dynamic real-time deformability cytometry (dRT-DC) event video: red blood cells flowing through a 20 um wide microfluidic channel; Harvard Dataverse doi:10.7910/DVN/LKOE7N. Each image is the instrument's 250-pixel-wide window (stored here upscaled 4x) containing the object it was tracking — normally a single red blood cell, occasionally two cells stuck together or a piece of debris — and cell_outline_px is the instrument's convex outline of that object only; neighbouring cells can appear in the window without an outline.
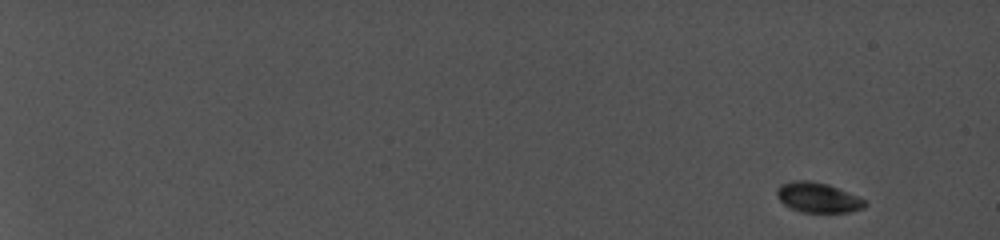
{"species": "common noctule bat (a hibernating species)", "species_latin": "Nyctalus noctula", "temperature_condition": "cold", "stored_images_in_passage": 27, "camera_frame_rate_fps": 5000, "um_per_image_px": 0.085, "animal": {"sex": "female", "body_mass_g": 19.0, "forearm_length_mm": 56.7}, "frame": {"image": 1, "passage_image": 1, "time_ms": 0.0, "image_size_px": [1000, 240], "cell_outline_px": [[868, 204], [864, 208], [848, 212], [800, 212], [784, 204], [776, 196], [776, 192], [780, 184], [796, 180], [808, 180], [828, 184], [856, 196], [864, 200]], "centroid_in_image_um": [69.5, 16.79], "position_along_channel_um": 15.5, "area_um2": 15.26}}
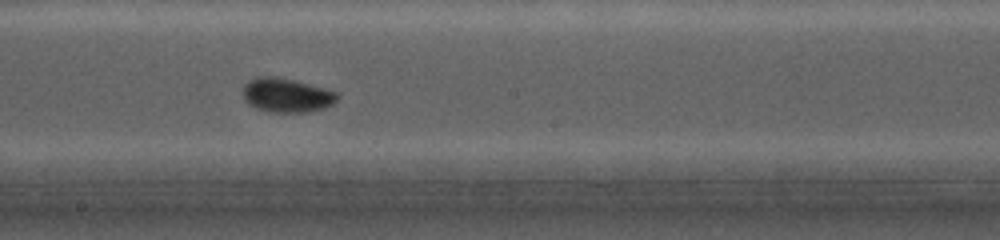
{"frame": {"image": 2, "passage_image": 19, "time_ms": 12.0, "image_size_px": [1000, 240], "cell_outline_px": [[340, 96], [332, 104], [324, 108], [308, 112], [272, 112], [256, 108], [248, 104], [244, 100], [240, 92], [244, 84], [248, 80], [260, 76], [272, 76], [296, 80], [324, 88], [336, 92]], "centroid_in_image_um": [24.31, 8.08], "position_along_channel_um": 223.9, "area_um2": 19.02}}
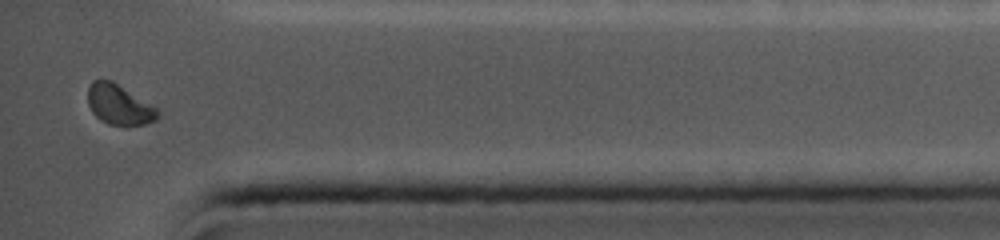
{"frame": {"image": 3, "passage_image": 27, "time_ms": 17.2, "image_size_px": [1000, 240], "cell_outline_px": [[160, 116], [156, 120], [144, 124], [108, 124], [100, 120], [92, 112], [88, 104], [88, 88], [92, 80], [112, 80], [152, 104], [160, 112]], "centroid_in_image_um": [10.13, 8.88], "position_along_channel_um": 425.1, "area_um2": 16.3}, "authors_computed_cell_mechanics": {"area_um2": 16.8198, "velocity_mm_per_s": 3.882, "shape_relaxation_time_tau1_ms": 1.1836, "shape_relaxation_time_tau2_ms": null, "deformation_change_tau1": 0.0615, "deformation_change_tau2": null}}